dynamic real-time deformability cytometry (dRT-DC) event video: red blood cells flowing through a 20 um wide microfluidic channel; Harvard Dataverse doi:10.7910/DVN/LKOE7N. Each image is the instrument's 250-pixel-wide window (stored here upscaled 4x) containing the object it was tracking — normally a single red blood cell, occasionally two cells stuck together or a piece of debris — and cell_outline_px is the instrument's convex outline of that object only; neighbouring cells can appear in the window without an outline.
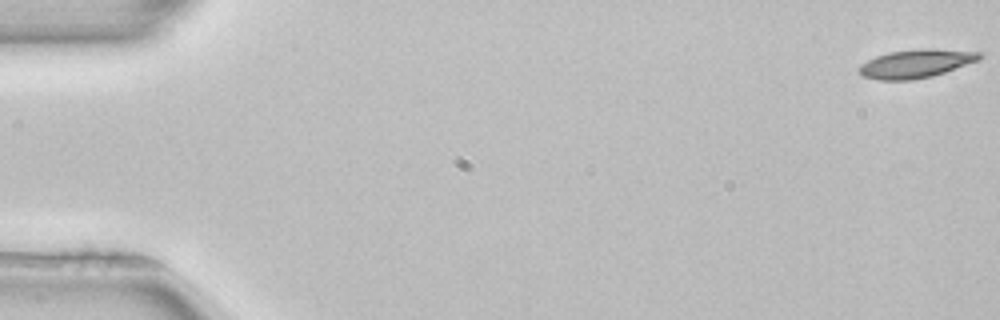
{"species": "common noctule bat (a hibernating species)", "species_latin": "Nyctalus noctula", "temperature_condition": "room temperature", "stored_images_in_passage": 53, "camera_frame_rate_fps": 3000, "um_per_image_px": 0.085, "animal": {"sex": "female", "body_mass_g": 22.7, "forearm_length_mm": 54.2}, "frame": {"image": 1, "passage_image": 1, "time_ms": 0.0, "image_size_px": [1000, 320], "cell_outline_px": [[984, 56], [980, 60], [932, 76], [912, 80], [880, 80], [864, 76], [856, 68], [860, 64], [876, 56], [888, 52], [920, 48], [928, 48], [984, 52]], "centroid_in_image_um": [77.89, 5.39], "position_along_channel_um": 7.1, "area_um2": 20.11}}
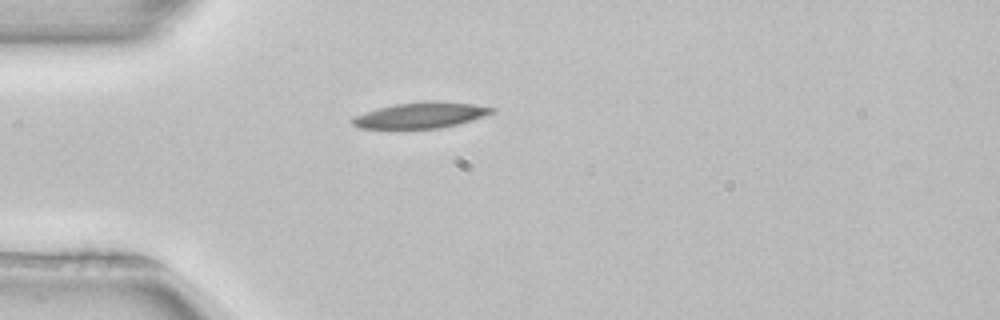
{"frame": {"image": 2, "passage_image": 15, "time_ms": 4.667, "image_size_px": [1000, 320], "cell_outline_px": [[496, 112], [472, 120], [440, 128], [360, 128], [352, 124], [352, 116], [376, 108], [396, 104], [472, 104], [496, 108]], "centroid_in_image_um": [35.7, 9.84], "position_along_channel_um": 49.3, "area_um2": 19.83}}